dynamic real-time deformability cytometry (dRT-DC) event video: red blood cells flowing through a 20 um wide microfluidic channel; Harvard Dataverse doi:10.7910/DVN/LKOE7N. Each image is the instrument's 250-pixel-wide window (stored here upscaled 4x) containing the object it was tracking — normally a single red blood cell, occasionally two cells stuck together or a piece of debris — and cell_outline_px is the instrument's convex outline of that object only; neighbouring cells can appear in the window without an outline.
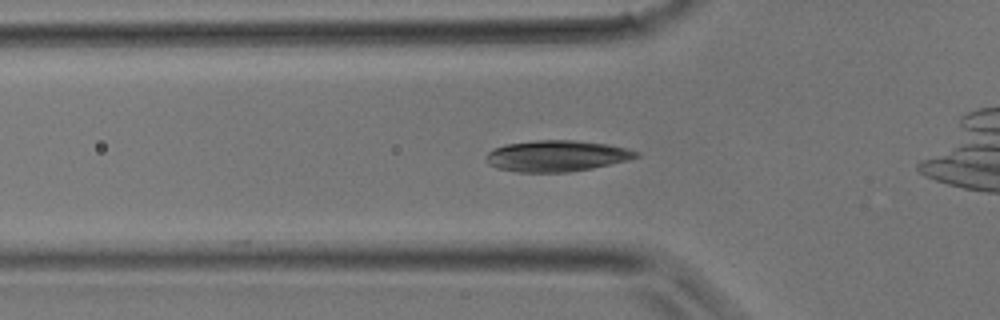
{"species": "common noctule bat (a hibernating species)", "species_latin": "Nyctalus noctula", "temperature_condition": "room temperature", "stored_images_in_passage": 22, "camera_frame_rate_fps": 3000, "um_per_image_px": 0.085, "animal": {"sex": "male", "body_mass_g": 17.9}, "frame": {"image": 1, "passage_image": 3, "time_ms": 0.667, "image_size_px": [1000, 320], "cell_outline_px": [[640, 156], [628, 160], [592, 168], [568, 172], [520, 172], [496, 168], [488, 164], [484, 156], [492, 148], [504, 144], [536, 140], [576, 140], [608, 144], [628, 148], [640, 152]], "centroid_in_image_um": [47.3, 13.24], "position_along_channel_um": 78.5, "area_um2": 27.51}}
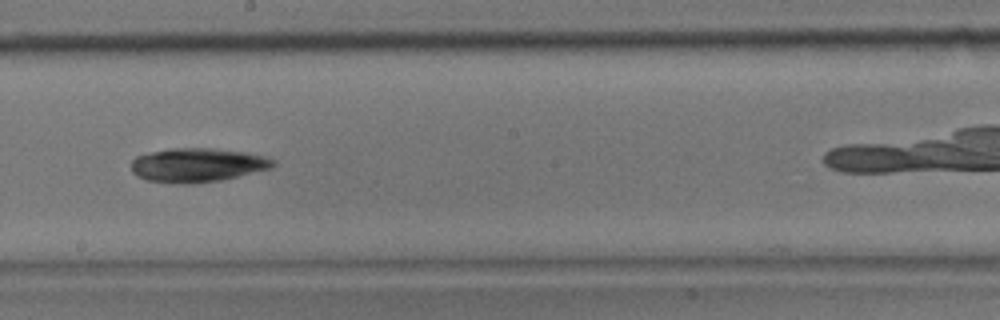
{"frame": {"image": 2, "passage_image": 11, "time_ms": 3.333, "image_size_px": [1000, 320], "cell_outline_px": [[276, 164], [272, 168], [220, 180], [192, 184], [180, 184], [148, 180], [136, 176], [132, 172], [132, 160], [136, 156], [152, 152], [172, 148], [212, 148], [244, 152], [264, 156], [276, 160]], "centroid_in_image_um": [16.79, 14.03], "position_along_channel_um": 231.4, "area_um2": 28.03}}
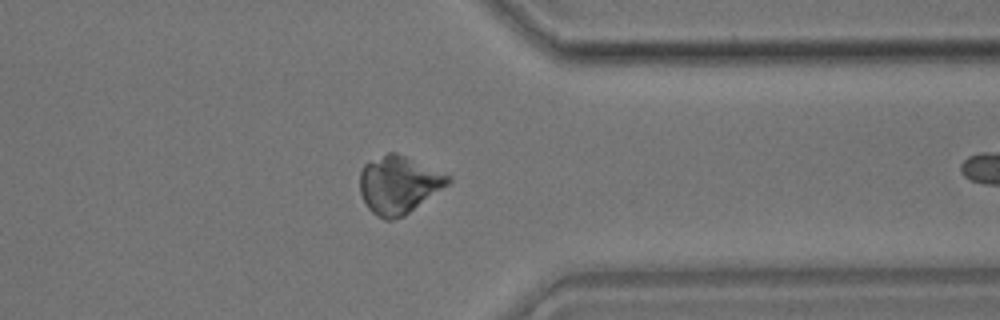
{"frame": {"image": 3, "passage_image": 19, "time_ms": 6.0, "image_size_px": [1000, 320], "cell_outline_px": [[452, 180], [448, 184], [404, 216], [392, 220], [384, 220], [376, 216], [368, 208], [360, 192], [360, 172], [364, 164], [388, 152], [396, 152], [452, 176]], "centroid_in_image_um": [33.87, 15.71], "position_along_channel_um": 377.5, "area_um2": 29.48}}